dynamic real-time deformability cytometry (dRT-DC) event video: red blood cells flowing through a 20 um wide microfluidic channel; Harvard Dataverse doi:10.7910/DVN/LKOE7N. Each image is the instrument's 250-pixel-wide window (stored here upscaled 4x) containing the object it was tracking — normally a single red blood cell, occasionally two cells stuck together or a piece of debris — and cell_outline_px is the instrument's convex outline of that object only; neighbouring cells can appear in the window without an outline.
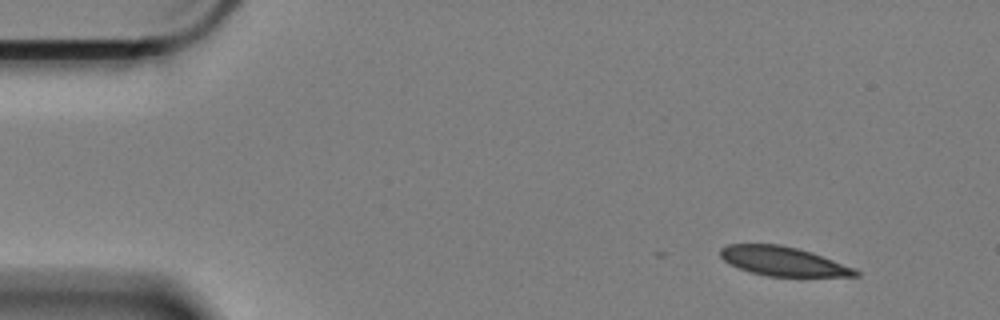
{"species": "Egyptian fruit bat (a non-hibernating species)", "species_latin": "Rousettus aegyptiacus", "temperature_condition": "cold", "stored_images_in_passage": 5, "camera_frame_rate_fps": 3000, "um_per_image_px": 0.085, "animal": {"sex": "female"}, "frame": {"image": 1, "passage_image": 1, "time_ms": 0.0, "image_size_px": [1000, 320], "cell_outline_px": [[860, 276], [768, 276], [748, 272], [728, 264], [720, 256], [720, 248], [728, 244], [780, 244], [812, 252], [856, 268], [860, 272]], "centroid_in_image_um": [66.55, 22.21], "position_along_channel_um": 18.4, "area_um2": 23.12}}